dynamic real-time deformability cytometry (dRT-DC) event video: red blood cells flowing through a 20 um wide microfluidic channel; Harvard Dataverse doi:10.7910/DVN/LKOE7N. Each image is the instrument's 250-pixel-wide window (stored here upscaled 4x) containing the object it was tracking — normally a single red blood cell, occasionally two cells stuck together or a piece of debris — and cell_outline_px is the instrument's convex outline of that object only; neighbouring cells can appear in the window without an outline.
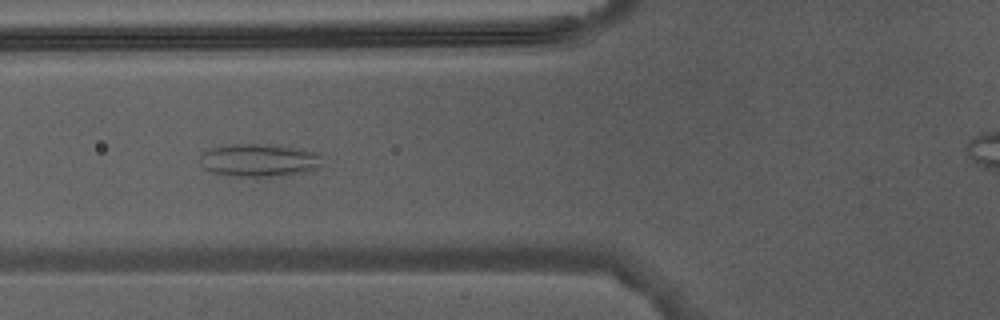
{"species": "Egyptian fruit bat (a non-hibernating species)", "species_latin": "Rousettus aegyptiacus", "temperature_condition": "warm", "stored_images_in_passage": 6, "camera_frame_rate_fps": 3000, "um_per_image_px": 0.085, "animal": {"sex": "male"}, "frame": {"image": 1, "passage_image": 6, "time_ms": 5.667, "image_size_px": [1000, 320], "cell_outline_px": [[320, 168], [312, 172], [288, 176], [232, 176], [212, 172], [204, 168], [200, 164], [200, 156], [208, 148], [228, 144], [276, 144], [300, 148], [316, 152], [320, 156]], "centroid_in_image_um": [22.06, 13.62], "position_along_channel_um": 103.7, "area_um2": 24.04}}